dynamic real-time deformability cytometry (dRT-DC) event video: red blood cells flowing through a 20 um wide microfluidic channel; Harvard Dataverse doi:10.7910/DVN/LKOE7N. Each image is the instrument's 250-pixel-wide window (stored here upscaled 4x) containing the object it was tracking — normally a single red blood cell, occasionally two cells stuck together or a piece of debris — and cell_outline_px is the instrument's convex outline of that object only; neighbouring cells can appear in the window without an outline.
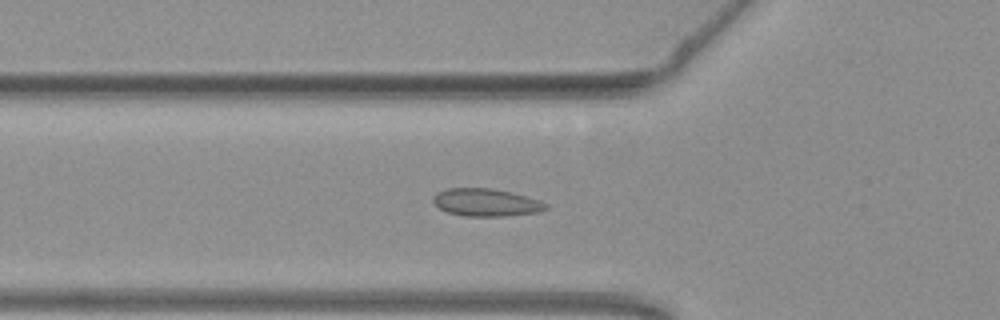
{"species": "common noctule bat (a hibernating species)", "species_latin": "Nyctalus noctula", "temperature_condition": "warm", "stored_images_in_passage": 54, "camera_frame_rate_fps": 3000, "um_per_image_px": 0.085, "animal": {"sex": "female", "body_mass_g": 19.3, "forearm_length_mm": 54.1}, "frame": {"image": 1, "passage_image": 19, "time_ms": 6.0, "image_size_px": [1000, 320], "cell_outline_px": [[548, 208], [540, 212], [504, 216], [464, 216], [448, 212], [440, 208], [432, 200], [432, 196], [436, 192], [448, 188], [492, 188], [512, 192], [540, 200], [548, 204]], "centroid_in_image_um": [41.33, 17.2], "position_along_channel_um": 84.5, "area_um2": 18.26}}
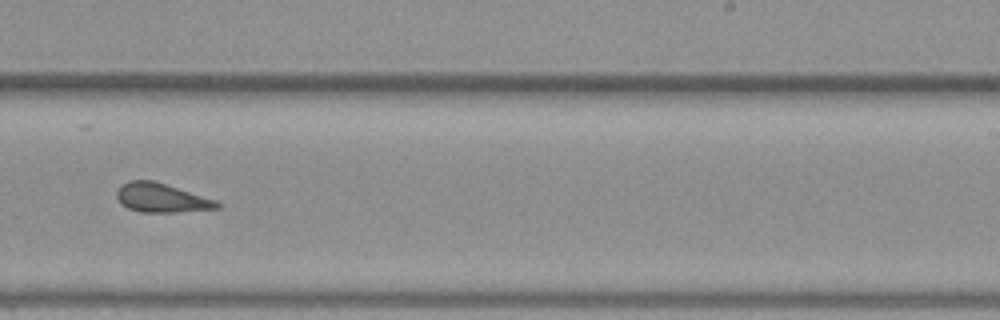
{"frame": {"image": 2, "passage_image": 34, "time_ms": 11.0, "image_size_px": [1000, 320], "cell_outline_px": [[220, 208], [176, 212], [140, 212], [128, 208], [120, 204], [116, 196], [116, 192], [120, 184], [128, 180], [152, 180], [216, 200], [220, 204]], "centroid_in_image_um": [13.66, 16.82], "position_along_channel_um": 275.3, "area_um2": 16.94}}
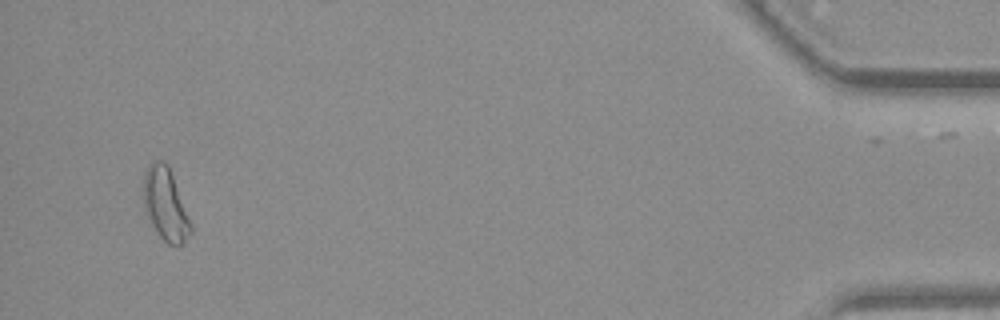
{"frame": {"image": 3, "passage_image": 52, "time_ms": 17.0, "image_size_px": [1000, 320], "cell_outline_px": [[192, 232], [184, 244], [168, 244], [160, 236], [152, 224], [144, 204], [144, 172], [148, 164], [152, 160], [164, 160], [168, 164], [192, 224]], "centroid_in_image_um": [14.08, 17.34], "position_along_channel_um": 421.1, "area_um2": 19.77}, "authors_computed_cell_mechanics": {"area_um2": 17.7446, "velocity_mm_per_s": 3.8089, "shape_relaxation_time_tau1_ms": null, "shape_relaxation_time_tau2_ms": 0.5015, "deformation_change_tau1": null, "deformation_change_tau2": 0.0649}}